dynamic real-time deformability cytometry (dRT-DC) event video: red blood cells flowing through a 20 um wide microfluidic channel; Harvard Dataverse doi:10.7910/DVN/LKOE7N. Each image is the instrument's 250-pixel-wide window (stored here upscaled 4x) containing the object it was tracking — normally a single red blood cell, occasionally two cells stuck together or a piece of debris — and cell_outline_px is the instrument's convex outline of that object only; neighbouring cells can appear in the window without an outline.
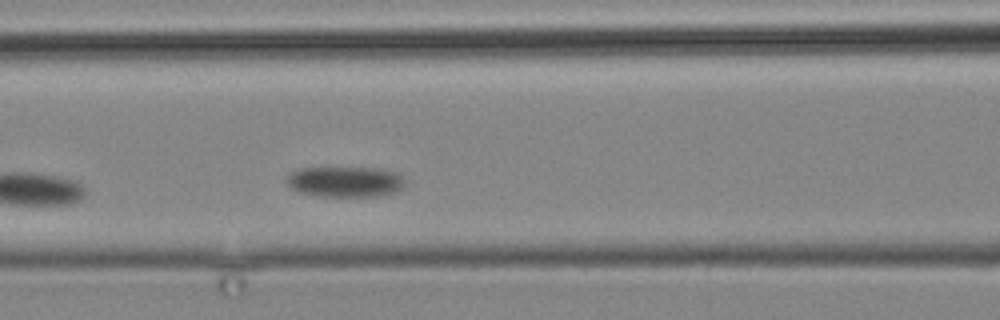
{"species": "common noctule bat (a hibernating species)", "species_latin": "Nyctalus noctula", "temperature_condition": "cold", "stored_images_in_passage": 4, "camera_frame_rate_fps": 3000, "um_per_image_px": 0.085, "animal": {"sex": "male", "body_mass_g": 19.2, "forearm_length_mm": 51.8}, "frame": {"image": 1, "passage_image": 4, "time_ms": 4.333, "image_size_px": [1000, 320], "cell_outline_px": [[404, 184], [396, 192], [384, 196], [320, 196], [300, 192], [292, 188], [284, 180], [284, 176], [300, 168], [376, 168], [396, 172], [404, 180]], "centroid_in_image_um": [29.31, 15.45], "position_along_channel_um": 137.3, "area_um2": 21.1}}